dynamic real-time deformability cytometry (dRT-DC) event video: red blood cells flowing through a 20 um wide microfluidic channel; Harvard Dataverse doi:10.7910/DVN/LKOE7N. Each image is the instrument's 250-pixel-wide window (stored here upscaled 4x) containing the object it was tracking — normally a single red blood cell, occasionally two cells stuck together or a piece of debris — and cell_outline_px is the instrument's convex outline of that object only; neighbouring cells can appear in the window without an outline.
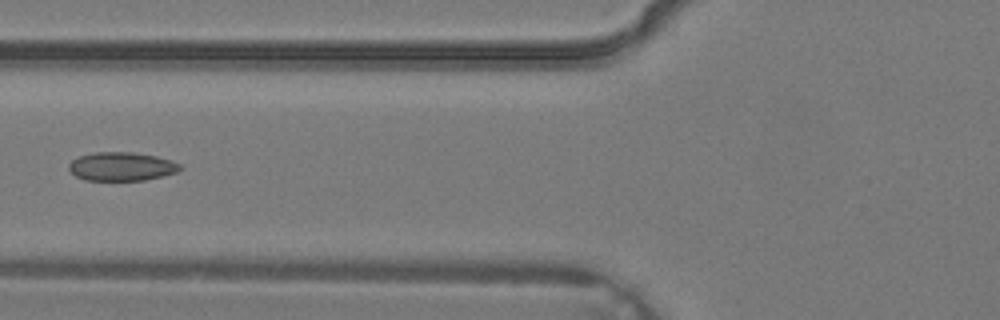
{"species": "common noctule bat (a hibernating species)", "species_latin": "Nyctalus noctula", "temperature_condition": "warm", "stored_images_in_passage": 4, "camera_frame_rate_fps": 3000, "um_per_image_px": 0.085, "animal": {"sex": "male", "body_mass_g": 19.2, "forearm_length_mm": 51.8}, "frame": {"image": 1, "passage_image": 4, "time_ms": 1.0, "image_size_px": [1000, 320], "cell_outline_px": [[184, 168], [176, 172], [164, 176], [144, 180], [84, 180], [76, 176], [68, 168], [68, 164], [72, 160], [80, 156], [96, 152], [132, 152], [156, 156], [172, 160], [180, 164]], "centroid_in_image_um": [10.36, 14.15], "position_along_channel_um": 115.4, "area_um2": 18.61}}